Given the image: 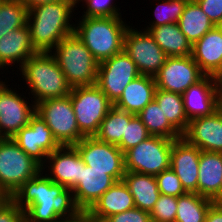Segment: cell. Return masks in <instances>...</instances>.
I'll list each match as a JSON object with an SVG mask.
<instances>
[{"mask_svg": "<svg viewBox=\"0 0 222 222\" xmlns=\"http://www.w3.org/2000/svg\"><path fill=\"white\" fill-rule=\"evenodd\" d=\"M43 174L41 170L11 197L24 210L25 222H57L80 213L72 190Z\"/></svg>", "mask_w": 222, "mask_h": 222, "instance_id": "6da1fadb", "label": "cell"}, {"mask_svg": "<svg viewBox=\"0 0 222 222\" xmlns=\"http://www.w3.org/2000/svg\"><path fill=\"white\" fill-rule=\"evenodd\" d=\"M77 8L74 0H59L28 10L27 25L37 52H50L66 36L74 33L71 16Z\"/></svg>", "mask_w": 222, "mask_h": 222, "instance_id": "7a4b0ae2", "label": "cell"}, {"mask_svg": "<svg viewBox=\"0 0 222 222\" xmlns=\"http://www.w3.org/2000/svg\"><path fill=\"white\" fill-rule=\"evenodd\" d=\"M81 18L74 24V33L99 63L124 51L129 25L122 16Z\"/></svg>", "mask_w": 222, "mask_h": 222, "instance_id": "3957f363", "label": "cell"}, {"mask_svg": "<svg viewBox=\"0 0 222 222\" xmlns=\"http://www.w3.org/2000/svg\"><path fill=\"white\" fill-rule=\"evenodd\" d=\"M37 104L44 100L66 97L71 87L50 52H37L19 69Z\"/></svg>", "mask_w": 222, "mask_h": 222, "instance_id": "277c9868", "label": "cell"}, {"mask_svg": "<svg viewBox=\"0 0 222 222\" xmlns=\"http://www.w3.org/2000/svg\"><path fill=\"white\" fill-rule=\"evenodd\" d=\"M52 50L50 53L71 88L96 84L99 62L75 33L63 38Z\"/></svg>", "mask_w": 222, "mask_h": 222, "instance_id": "5b68a950", "label": "cell"}, {"mask_svg": "<svg viewBox=\"0 0 222 222\" xmlns=\"http://www.w3.org/2000/svg\"><path fill=\"white\" fill-rule=\"evenodd\" d=\"M42 166L26 154L13 138H0V190L11 198Z\"/></svg>", "mask_w": 222, "mask_h": 222, "instance_id": "8992f818", "label": "cell"}, {"mask_svg": "<svg viewBox=\"0 0 222 222\" xmlns=\"http://www.w3.org/2000/svg\"><path fill=\"white\" fill-rule=\"evenodd\" d=\"M35 106L36 114L46 122L60 146H74L85 137L79 130L69 95L44 100Z\"/></svg>", "mask_w": 222, "mask_h": 222, "instance_id": "52a82bcc", "label": "cell"}, {"mask_svg": "<svg viewBox=\"0 0 222 222\" xmlns=\"http://www.w3.org/2000/svg\"><path fill=\"white\" fill-rule=\"evenodd\" d=\"M69 96L80 132L94 136L113 104L96 84L71 88Z\"/></svg>", "mask_w": 222, "mask_h": 222, "instance_id": "ba28073f", "label": "cell"}, {"mask_svg": "<svg viewBox=\"0 0 222 222\" xmlns=\"http://www.w3.org/2000/svg\"><path fill=\"white\" fill-rule=\"evenodd\" d=\"M172 139L150 136L124 153L125 171L157 175L170 168Z\"/></svg>", "mask_w": 222, "mask_h": 222, "instance_id": "9c48e42d", "label": "cell"}, {"mask_svg": "<svg viewBox=\"0 0 222 222\" xmlns=\"http://www.w3.org/2000/svg\"><path fill=\"white\" fill-rule=\"evenodd\" d=\"M139 75L136 64L122 51L99 63L96 85L114 105L126 86Z\"/></svg>", "mask_w": 222, "mask_h": 222, "instance_id": "30bf717a", "label": "cell"}, {"mask_svg": "<svg viewBox=\"0 0 222 222\" xmlns=\"http://www.w3.org/2000/svg\"><path fill=\"white\" fill-rule=\"evenodd\" d=\"M128 26L124 38V52L136 64L140 74L155 76L165 64L167 55L147 30Z\"/></svg>", "mask_w": 222, "mask_h": 222, "instance_id": "8fae6325", "label": "cell"}, {"mask_svg": "<svg viewBox=\"0 0 222 222\" xmlns=\"http://www.w3.org/2000/svg\"><path fill=\"white\" fill-rule=\"evenodd\" d=\"M74 147L85 165L92 170L109 171V175L116 182L123 179L126 172L124 153L118 146L101 142L92 136L84 137Z\"/></svg>", "mask_w": 222, "mask_h": 222, "instance_id": "7c38bea8", "label": "cell"}, {"mask_svg": "<svg viewBox=\"0 0 222 222\" xmlns=\"http://www.w3.org/2000/svg\"><path fill=\"white\" fill-rule=\"evenodd\" d=\"M5 83L0 81V138H13L29 124L30 118L36 113V106L34 103L31 106L24 95L22 98Z\"/></svg>", "mask_w": 222, "mask_h": 222, "instance_id": "4fadbf2b", "label": "cell"}, {"mask_svg": "<svg viewBox=\"0 0 222 222\" xmlns=\"http://www.w3.org/2000/svg\"><path fill=\"white\" fill-rule=\"evenodd\" d=\"M205 74L192 56L167 57L165 64L154 76L156 88L183 94L191 85L200 81Z\"/></svg>", "mask_w": 222, "mask_h": 222, "instance_id": "5bb4252c", "label": "cell"}, {"mask_svg": "<svg viewBox=\"0 0 222 222\" xmlns=\"http://www.w3.org/2000/svg\"><path fill=\"white\" fill-rule=\"evenodd\" d=\"M13 139L41 166L46 163L47 156L60 147L46 122L36 113L30 118L29 124L19 130Z\"/></svg>", "mask_w": 222, "mask_h": 222, "instance_id": "9a60e30c", "label": "cell"}, {"mask_svg": "<svg viewBox=\"0 0 222 222\" xmlns=\"http://www.w3.org/2000/svg\"><path fill=\"white\" fill-rule=\"evenodd\" d=\"M46 162L42 165V171L54 183L72 190L80 182L81 167L85 163L74 146H60L47 156Z\"/></svg>", "mask_w": 222, "mask_h": 222, "instance_id": "2e32d148", "label": "cell"}, {"mask_svg": "<svg viewBox=\"0 0 222 222\" xmlns=\"http://www.w3.org/2000/svg\"><path fill=\"white\" fill-rule=\"evenodd\" d=\"M182 137L201 151L222 153V108L189 121Z\"/></svg>", "mask_w": 222, "mask_h": 222, "instance_id": "e0dca14e", "label": "cell"}, {"mask_svg": "<svg viewBox=\"0 0 222 222\" xmlns=\"http://www.w3.org/2000/svg\"><path fill=\"white\" fill-rule=\"evenodd\" d=\"M200 153L201 150L183 137L173 141L170 167L188 193H197Z\"/></svg>", "mask_w": 222, "mask_h": 222, "instance_id": "ac0fdd59", "label": "cell"}, {"mask_svg": "<svg viewBox=\"0 0 222 222\" xmlns=\"http://www.w3.org/2000/svg\"><path fill=\"white\" fill-rule=\"evenodd\" d=\"M184 109L189 121L198 117L212 115L221 107L213 76L205 75L191 85L183 94Z\"/></svg>", "mask_w": 222, "mask_h": 222, "instance_id": "d6986e66", "label": "cell"}, {"mask_svg": "<svg viewBox=\"0 0 222 222\" xmlns=\"http://www.w3.org/2000/svg\"><path fill=\"white\" fill-rule=\"evenodd\" d=\"M115 182L109 171L81 167L80 182L72 189L76 206L87 212Z\"/></svg>", "mask_w": 222, "mask_h": 222, "instance_id": "ffe728a7", "label": "cell"}, {"mask_svg": "<svg viewBox=\"0 0 222 222\" xmlns=\"http://www.w3.org/2000/svg\"><path fill=\"white\" fill-rule=\"evenodd\" d=\"M197 194L222 203V153L201 151Z\"/></svg>", "mask_w": 222, "mask_h": 222, "instance_id": "44dd1931", "label": "cell"}, {"mask_svg": "<svg viewBox=\"0 0 222 222\" xmlns=\"http://www.w3.org/2000/svg\"><path fill=\"white\" fill-rule=\"evenodd\" d=\"M36 53L28 25L10 31L0 38V69L13 66L12 64L15 65L16 62L20 69Z\"/></svg>", "mask_w": 222, "mask_h": 222, "instance_id": "7402d4cb", "label": "cell"}, {"mask_svg": "<svg viewBox=\"0 0 222 222\" xmlns=\"http://www.w3.org/2000/svg\"><path fill=\"white\" fill-rule=\"evenodd\" d=\"M135 208L134 199L123 180L115 182L87 211L95 222Z\"/></svg>", "mask_w": 222, "mask_h": 222, "instance_id": "603a6c76", "label": "cell"}, {"mask_svg": "<svg viewBox=\"0 0 222 222\" xmlns=\"http://www.w3.org/2000/svg\"><path fill=\"white\" fill-rule=\"evenodd\" d=\"M191 56L205 75L215 74L222 66V31L218 26L192 45Z\"/></svg>", "mask_w": 222, "mask_h": 222, "instance_id": "cb8c5ba5", "label": "cell"}, {"mask_svg": "<svg viewBox=\"0 0 222 222\" xmlns=\"http://www.w3.org/2000/svg\"><path fill=\"white\" fill-rule=\"evenodd\" d=\"M155 90V78L141 74L126 86L114 106L137 115L154 99Z\"/></svg>", "mask_w": 222, "mask_h": 222, "instance_id": "d4e9b609", "label": "cell"}, {"mask_svg": "<svg viewBox=\"0 0 222 222\" xmlns=\"http://www.w3.org/2000/svg\"><path fill=\"white\" fill-rule=\"evenodd\" d=\"M168 57L192 55V45L177 23H169L153 28H144Z\"/></svg>", "mask_w": 222, "mask_h": 222, "instance_id": "484cf974", "label": "cell"}, {"mask_svg": "<svg viewBox=\"0 0 222 222\" xmlns=\"http://www.w3.org/2000/svg\"><path fill=\"white\" fill-rule=\"evenodd\" d=\"M136 208L151 212L160 196L154 175L126 171L123 176Z\"/></svg>", "mask_w": 222, "mask_h": 222, "instance_id": "4316f807", "label": "cell"}, {"mask_svg": "<svg viewBox=\"0 0 222 222\" xmlns=\"http://www.w3.org/2000/svg\"><path fill=\"white\" fill-rule=\"evenodd\" d=\"M177 24L191 45L215 27L199 4L190 0L187 2Z\"/></svg>", "mask_w": 222, "mask_h": 222, "instance_id": "83f0119b", "label": "cell"}, {"mask_svg": "<svg viewBox=\"0 0 222 222\" xmlns=\"http://www.w3.org/2000/svg\"><path fill=\"white\" fill-rule=\"evenodd\" d=\"M154 100L162 109L168 122L182 135L189 124L182 95L156 88Z\"/></svg>", "mask_w": 222, "mask_h": 222, "instance_id": "f1b7e54d", "label": "cell"}, {"mask_svg": "<svg viewBox=\"0 0 222 222\" xmlns=\"http://www.w3.org/2000/svg\"><path fill=\"white\" fill-rule=\"evenodd\" d=\"M133 115V113L118 109L113 105L101 122L94 137L101 142L118 146L122 137L125 136L126 123L131 121Z\"/></svg>", "mask_w": 222, "mask_h": 222, "instance_id": "f546056e", "label": "cell"}, {"mask_svg": "<svg viewBox=\"0 0 222 222\" xmlns=\"http://www.w3.org/2000/svg\"><path fill=\"white\" fill-rule=\"evenodd\" d=\"M214 202L197 193L178 196L175 222H205L207 211Z\"/></svg>", "mask_w": 222, "mask_h": 222, "instance_id": "4dcf8cb0", "label": "cell"}, {"mask_svg": "<svg viewBox=\"0 0 222 222\" xmlns=\"http://www.w3.org/2000/svg\"><path fill=\"white\" fill-rule=\"evenodd\" d=\"M137 116L147 128L151 136H159L176 140L182 135L168 122L162 109L153 99Z\"/></svg>", "mask_w": 222, "mask_h": 222, "instance_id": "1f68e13d", "label": "cell"}, {"mask_svg": "<svg viewBox=\"0 0 222 222\" xmlns=\"http://www.w3.org/2000/svg\"><path fill=\"white\" fill-rule=\"evenodd\" d=\"M28 9L19 0H0V38L27 25Z\"/></svg>", "mask_w": 222, "mask_h": 222, "instance_id": "d6a6232c", "label": "cell"}, {"mask_svg": "<svg viewBox=\"0 0 222 222\" xmlns=\"http://www.w3.org/2000/svg\"><path fill=\"white\" fill-rule=\"evenodd\" d=\"M162 1V3H161ZM155 7L154 20L146 27L153 28L169 23H178L189 0H161Z\"/></svg>", "mask_w": 222, "mask_h": 222, "instance_id": "836d02e7", "label": "cell"}, {"mask_svg": "<svg viewBox=\"0 0 222 222\" xmlns=\"http://www.w3.org/2000/svg\"><path fill=\"white\" fill-rule=\"evenodd\" d=\"M150 136L151 135L140 118L134 114L131 117V121L126 123L125 136L122 137L121 143L118 147L123 153H125L127 150L138 145Z\"/></svg>", "mask_w": 222, "mask_h": 222, "instance_id": "e575fe53", "label": "cell"}, {"mask_svg": "<svg viewBox=\"0 0 222 222\" xmlns=\"http://www.w3.org/2000/svg\"><path fill=\"white\" fill-rule=\"evenodd\" d=\"M177 197L160 194L154 208L151 210L152 222H175Z\"/></svg>", "mask_w": 222, "mask_h": 222, "instance_id": "d590c367", "label": "cell"}, {"mask_svg": "<svg viewBox=\"0 0 222 222\" xmlns=\"http://www.w3.org/2000/svg\"><path fill=\"white\" fill-rule=\"evenodd\" d=\"M155 179L160 194L178 197L187 193L171 167L155 175Z\"/></svg>", "mask_w": 222, "mask_h": 222, "instance_id": "8d00e7d4", "label": "cell"}, {"mask_svg": "<svg viewBox=\"0 0 222 222\" xmlns=\"http://www.w3.org/2000/svg\"><path fill=\"white\" fill-rule=\"evenodd\" d=\"M85 2L86 12L82 14L84 17H113L122 16L119 12L120 9L116 4L111 2L112 0H79L77 2Z\"/></svg>", "mask_w": 222, "mask_h": 222, "instance_id": "74e56055", "label": "cell"}, {"mask_svg": "<svg viewBox=\"0 0 222 222\" xmlns=\"http://www.w3.org/2000/svg\"><path fill=\"white\" fill-rule=\"evenodd\" d=\"M103 222H152L150 212L133 208L107 217Z\"/></svg>", "mask_w": 222, "mask_h": 222, "instance_id": "f35d334b", "label": "cell"}, {"mask_svg": "<svg viewBox=\"0 0 222 222\" xmlns=\"http://www.w3.org/2000/svg\"><path fill=\"white\" fill-rule=\"evenodd\" d=\"M0 222H25L24 210L7 198L0 204Z\"/></svg>", "mask_w": 222, "mask_h": 222, "instance_id": "ab89813d", "label": "cell"}, {"mask_svg": "<svg viewBox=\"0 0 222 222\" xmlns=\"http://www.w3.org/2000/svg\"><path fill=\"white\" fill-rule=\"evenodd\" d=\"M215 26L222 22V0H196Z\"/></svg>", "mask_w": 222, "mask_h": 222, "instance_id": "60d3db41", "label": "cell"}, {"mask_svg": "<svg viewBox=\"0 0 222 222\" xmlns=\"http://www.w3.org/2000/svg\"><path fill=\"white\" fill-rule=\"evenodd\" d=\"M205 222H222V203L214 202L207 211Z\"/></svg>", "mask_w": 222, "mask_h": 222, "instance_id": "b9f144b4", "label": "cell"}, {"mask_svg": "<svg viewBox=\"0 0 222 222\" xmlns=\"http://www.w3.org/2000/svg\"><path fill=\"white\" fill-rule=\"evenodd\" d=\"M57 222H95L87 212L81 211L77 215L70 218H62Z\"/></svg>", "mask_w": 222, "mask_h": 222, "instance_id": "7bdbcfd3", "label": "cell"}, {"mask_svg": "<svg viewBox=\"0 0 222 222\" xmlns=\"http://www.w3.org/2000/svg\"><path fill=\"white\" fill-rule=\"evenodd\" d=\"M214 84L219 98H222V66L213 75Z\"/></svg>", "mask_w": 222, "mask_h": 222, "instance_id": "ee69618b", "label": "cell"}, {"mask_svg": "<svg viewBox=\"0 0 222 222\" xmlns=\"http://www.w3.org/2000/svg\"><path fill=\"white\" fill-rule=\"evenodd\" d=\"M28 10L38 5L52 3L59 0H19Z\"/></svg>", "mask_w": 222, "mask_h": 222, "instance_id": "f6af8a7d", "label": "cell"}, {"mask_svg": "<svg viewBox=\"0 0 222 222\" xmlns=\"http://www.w3.org/2000/svg\"><path fill=\"white\" fill-rule=\"evenodd\" d=\"M8 197L0 190V204L4 202Z\"/></svg>", "mask_w": 222, "mask_h": 222, "instance_id": "bcb514c9", "label": "cell"}, {"mask_svg": "<svg viewBox=\"0 0 222 222\" xmlns=\"http://www.w3.org/2000/svg\"><path fill=\"white\" fill-rule=\"evenodd\" d=\"M217 26L222 31V22L219 25H217Z\"/></svg>", "mask_w": 222, "mask_h": 222, "instance_id": "7dc6e473", "label": "cell"}]
</instances>
